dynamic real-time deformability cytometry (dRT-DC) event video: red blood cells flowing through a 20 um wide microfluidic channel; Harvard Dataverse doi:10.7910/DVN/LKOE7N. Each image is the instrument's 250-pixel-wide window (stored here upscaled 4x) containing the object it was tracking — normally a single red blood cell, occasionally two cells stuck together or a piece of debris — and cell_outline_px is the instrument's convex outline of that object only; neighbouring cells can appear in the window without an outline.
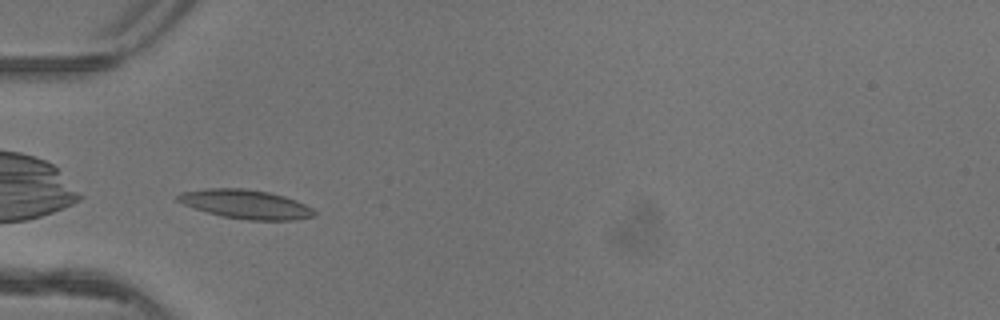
{"species": "common noctule bat (a hibernating species)", "species_latin": "Nyctalus noctula", "temperature_condition": "warm", "stored_images_in_passage": 4, "camera_frame_rate_fps": 3000, "um_per_image_px": 0.085, "animal": {"sex": "female"}, "frame": {"image": 1, "passage_image": 2, "time_ms": 0.333, "image_size_px": [1000, 320], "cell_outline_px": [[316, 216], [292, 220], [248, 220], [220, 216], [184, 204], [176, 200], [176, 196], [184, 192], [208, 188], [244, 188], [268, 192], [284, 196], [296, 200], [312, 208], [316, 212]], "centroid_in_image_um": [20.92, 17.36], "position_along_channel_um": 64.1, "area_um2": 22.89}}
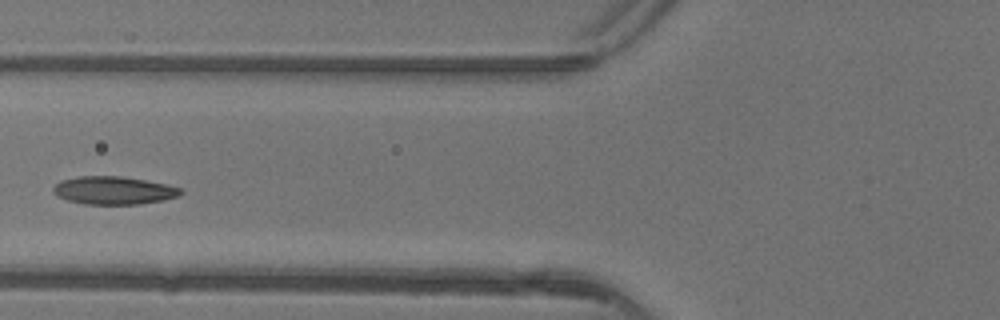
{"frame": {"image": 2, "passage_image": 3, "time_ms": 0.667, "image_size_px": [1000, 320], "cell_outline_px": [[184, 192], [180, 196], [164, 200], [140, 204], [84, 204], [68, 200], [56, 196], [52, 192], [52, 188], [60, 180], [76, 176], [120, 176], [168, 184], [180, 188]], "centroid_in_image_um": [9.66, 16.18], "position_along_channel_um": 116.1, "area_um2": 20.98}}